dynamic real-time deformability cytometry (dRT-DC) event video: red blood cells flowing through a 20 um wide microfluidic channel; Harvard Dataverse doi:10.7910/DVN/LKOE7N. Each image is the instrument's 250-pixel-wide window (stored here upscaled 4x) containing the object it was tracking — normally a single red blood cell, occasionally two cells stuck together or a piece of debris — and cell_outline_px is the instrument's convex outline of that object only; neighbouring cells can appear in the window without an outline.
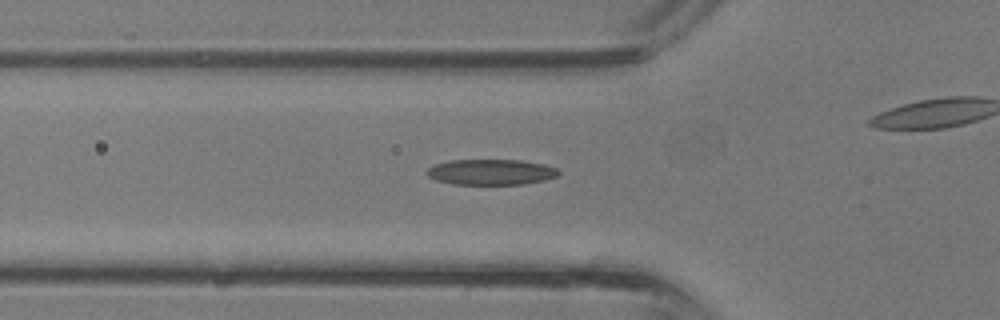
{"species": "common noctule bat (a hibernating species)", "species_latin": "Nyctalus noctula", "temperature_condition": "room temperature", "stored_images_in_passage": 36, "camera_frame_rate_fps": 3000, "um_per_image_px": 0.085, "animal": {"sex": "male", "body_mass_g": 13.3}, "frame": {"image": 1, "passage_image": 11, "time_ms": 3.333, "image_size_px": [1000, 320], "cell_outline_px": [[560, 172], [556, 176], [544, 180], [524, 184], [452, 184], [436, 180], [428, 176], [424, 172], [428, 168], [436, 164], [452, 160], [520, 160], [544, 164], [556, 168]], "centroid_in_image_um": [41.72, 14.62], "position_along_channel_um": 84.1, "area_um2": 19.59}}
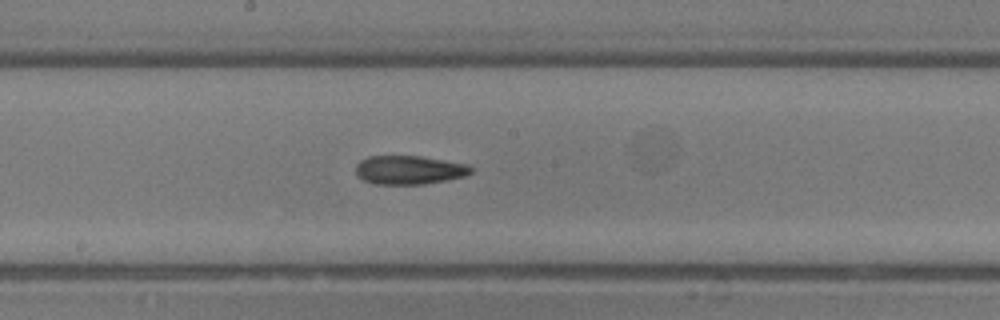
{"frame": {"image": 2, "passage_image": 18, "time_ms": 5.667, "image_size_px": [1000, 320], "cell_outline_px": [[472, 172], [464, 176], [448, 180], [424, 184], [376, 184], [364, 180], [356, 172], [356, 164], [360, 160], [368, 156], [420, 156], [468, 164], [472, 168]], "centroid_in_image_um": [34.79, 14.44], "position_along_channel_um": 213.4, "area_um2": 19.25}}
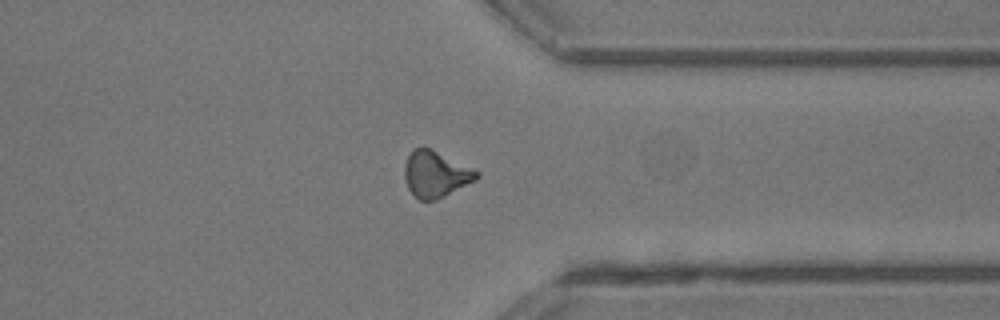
{"frame": {"image": 3, "passage_image": 27, "time_ms": 8.667, "image_size_px": [1000, 320], "cell_outline_px": [[480, 176], [476, 180], [436, 200], [420, 200], [408, 188], [404, 176], [404, 164], [412, 148], [432, 148], [480, 172]], "centroid_in_image_um": [37.03, 14.79], "position_along_channel_um": 374.4, "area_um2": 19.36}}